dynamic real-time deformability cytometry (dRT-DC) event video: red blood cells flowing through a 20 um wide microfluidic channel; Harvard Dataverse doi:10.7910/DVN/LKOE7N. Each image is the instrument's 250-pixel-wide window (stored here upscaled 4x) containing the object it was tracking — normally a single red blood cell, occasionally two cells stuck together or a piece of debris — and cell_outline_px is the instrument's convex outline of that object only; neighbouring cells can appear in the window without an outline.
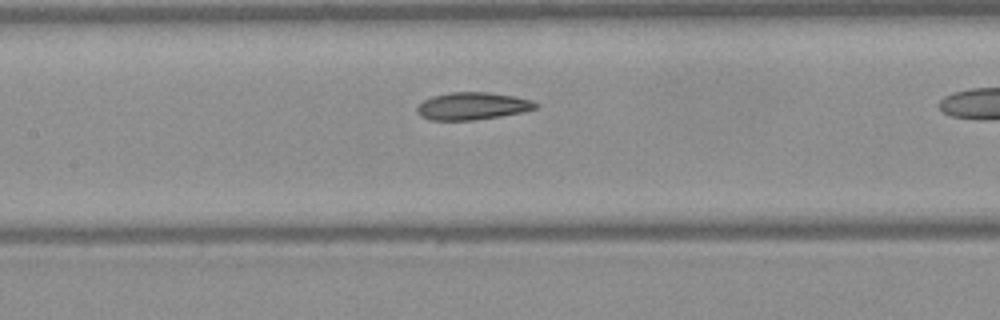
{"species": "Egyptian fruit bat (a non-hibernating species)", "species_latin": "Rousettus aegyptiacus", "temperature_condition": "warm", "stored_images_in_passage": 29, "camera_frame_rate_fps": 3000, "um_per_image_px": 0.085, "frame": {"image": 1, "passage_image": 13, "time_ms": 4.0, "image_size_px": [1000, 320], "cell_outline_px": [[540, 104], [536, 108], [520, 112], [500, 116], [472, 120], [432, 120], [420, 116], [416, 112], [416, 108], [424, 100], [432, 96], [452, 92], [488, 92], [512, 96], [532, 100]], "centroid_in_image_um": [40.14, 9.01], "position_along_channel_um": 167.3, "area_um2": 18.79}}
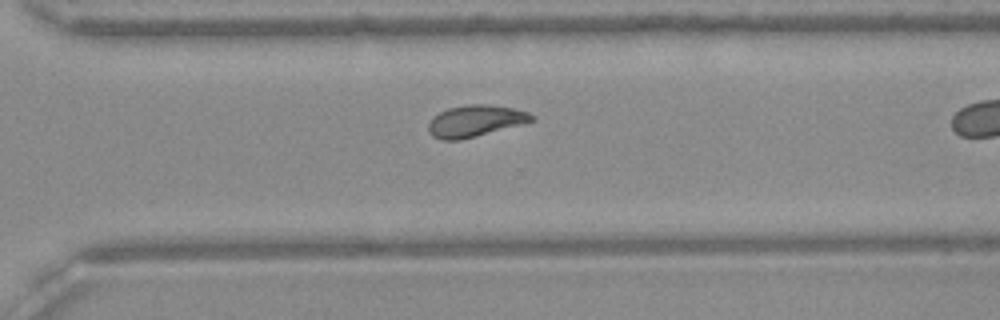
{"frame": {"image": 2, "passage_image": 25, "time_ms": 8.0, "image_size_px": [1000, 320], "cell_outline_px": [[536, 116], [532, 120], [476, 136], [460, 140], [440, 140], [432, 136], [428, 132], [428, 124], [432, 116], [448, 108], [468, 104], [488, 104], [512, 108], [528, 112]], "centroid_in_image_um": [40.32, 10.27], "position_along_channel_um": 330.3, "area_um2": 18.79}}